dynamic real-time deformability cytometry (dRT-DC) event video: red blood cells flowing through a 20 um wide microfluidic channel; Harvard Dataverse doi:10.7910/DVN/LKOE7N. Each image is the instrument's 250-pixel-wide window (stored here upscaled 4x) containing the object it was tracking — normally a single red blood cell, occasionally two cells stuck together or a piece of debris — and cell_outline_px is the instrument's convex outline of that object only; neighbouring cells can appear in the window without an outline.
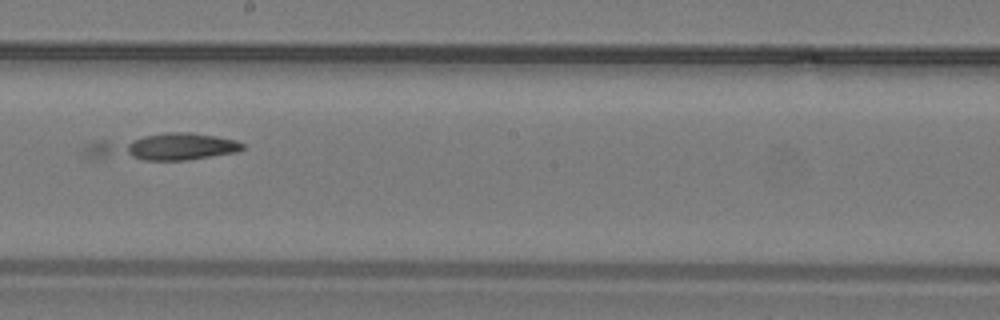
{"species": "common noctule bat (a hibernating species)", "species_latin": "Nyctalus noctula", "temperature_condition": "warm", "stored_images_in_passage": 19, "camera_frame_rate_fps": 3000, "um_per_image_px": 0.085, "animal": {"sex": "male", "body_mass_g": 19.2, "forearm_length_mm": 51.8}, "frame": {"image": 1, "passage_image": 8, "time_ms": 2.333, "image_size_px": [1000, 320], "cell_outline_px": [[244, 148], [236, 152], [188, 160], [96, 160], [80, 156], [84, 148], [88, 144], [96, 140], [164, 132], [188, 132], [216, 136], [236, 140], [244, 144]], "centroid_in_image_um": [13.69, 12.5], "position_along_channel_um": 234.5, "area_um2": 25.61}}
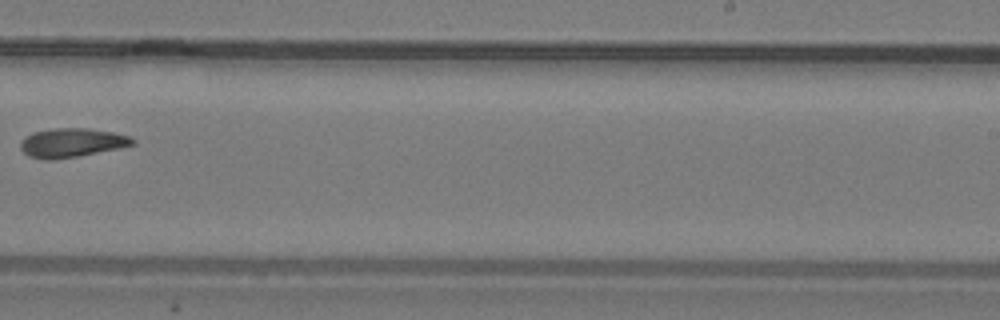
{"frame": {"image": 2, "passage_image": 10, "time_ms": 3.0, "image_size_px": [1000, 320], "cell_outline_px": [[136, 144], [76, 156], [48, 160], [44, 160], [28, 156], [20, 148], [20, 140], [24, 136], [32, 132], [56, 128], [88, 128], [112, 132], [128, 136], [136, 140]], "centroid_in_image_um": [6.04, 12.12], "position_along_channel_um": 283.0, "area_um2": 18.79}}
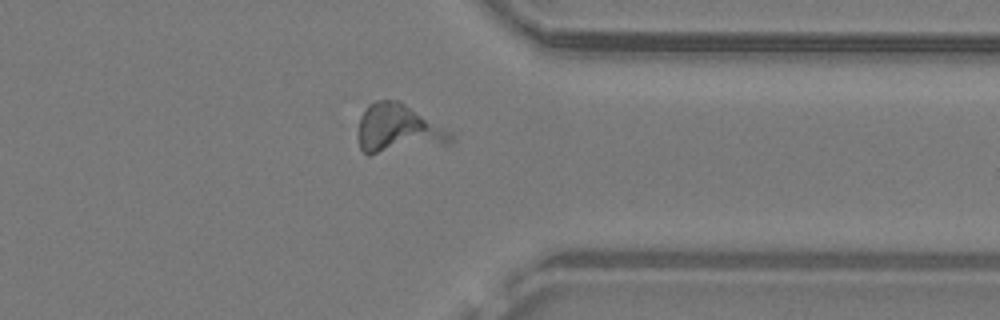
{"frame": {"image": 3, "passage_image": 14, "time_ms": 4.333, "image_size_px": [1000, 320], "cell_outline_px": [[452, 144], [368, 156], [360, 148], [356, 136], [356, 132], [360, 116], [368, 104], [376, 100], [400, 100], [452, 132]], "centroid_in_image_um": [33.81, 10.97], "position_along_channel_um": 377.6, "area_um2": 27.17}}